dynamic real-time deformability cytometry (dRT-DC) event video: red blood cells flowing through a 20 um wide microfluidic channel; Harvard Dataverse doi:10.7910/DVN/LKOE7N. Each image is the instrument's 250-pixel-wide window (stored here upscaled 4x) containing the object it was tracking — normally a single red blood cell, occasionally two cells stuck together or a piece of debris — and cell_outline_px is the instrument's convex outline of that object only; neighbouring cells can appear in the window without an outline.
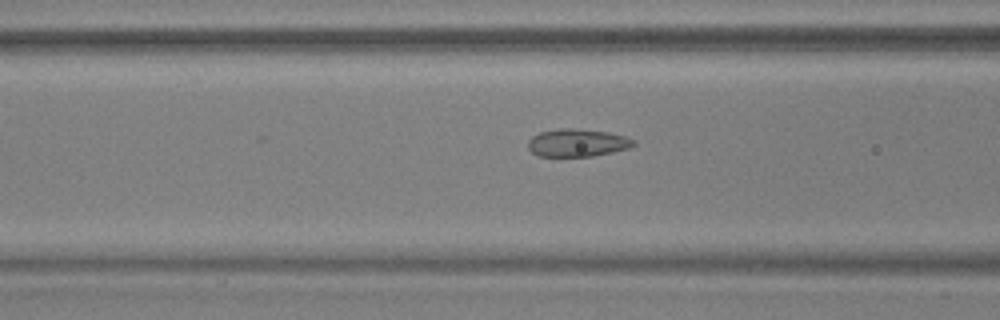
{"species": "common noctule bat (a hibernating species)", "species_latin": "Nyctalus noctula", "temperature_condition": "warm", "stored_images_in_passage": 29, "camera_frame_rate_fps": 3000, "um_per_image_px": 0.085, "animal": {"sex": "male", "body_mass_g": 17.9, "forearm_length_mm": 54.2}, "frame": {"image": 1, "passage_image": 6, "time_ms": 1.667, "image_size_px": [1000, 320], "cell_outline_px": [[636, 144], [628, 148], [612, 152], [592, 156], [540, 156], [532, 152], [528, 148], [528, 140], [532, 136], [540, 132], [560, 128], [576, 128], [608, 132], [624, 136], [636, 140]], "centroid_in_image_um": [49.07, 12.13], "position_along_channel_um": 117.5, "area_um2": 17.05}}
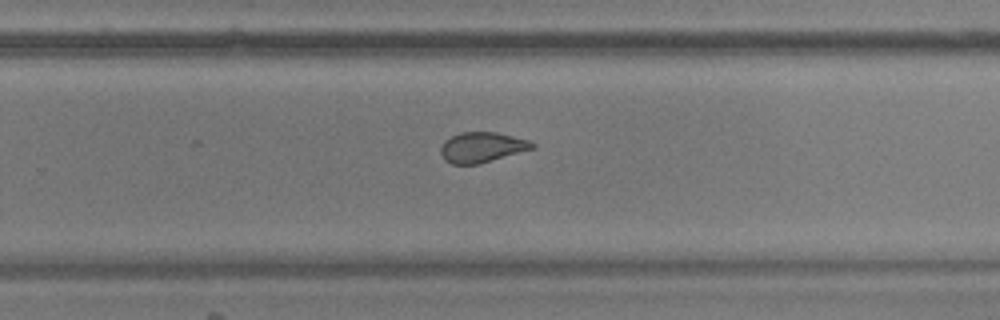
{"frame": {"image": 2, "passage_image": 20, "time_ms": 6.333, "image_size_px": [1000, 320], "cell_outline_px": [[536, 148], [480, 164], [452, 164], [444, 160], [440, 152], [440, 148], [444, 140], [460, 132], [496, 132], [528, 140], [536, 144]], "centroid_in_image_um": [40.97, 12.52], "position_along_channel_um": 288.8, "area_um2": 16.3}}
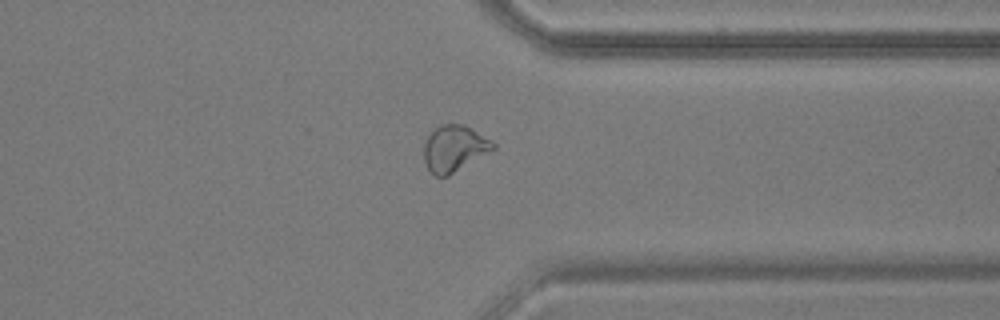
{"frame": {"image": 3, "passage_image": 27, "time_ms": 8.667, "image_size_px": [1000, 320], "cell_outline_px": [[496, 148], [448, 176], [436, 176], [428, 168], [424, 160], [424, 144], [428, 136], [440, 124], [464, 124], [492, 140], [496, 144]], "centroid_in_image_um": [38.63, 12.61], "position_along_channel_um": 372.8, "area_um2": 18.5}}